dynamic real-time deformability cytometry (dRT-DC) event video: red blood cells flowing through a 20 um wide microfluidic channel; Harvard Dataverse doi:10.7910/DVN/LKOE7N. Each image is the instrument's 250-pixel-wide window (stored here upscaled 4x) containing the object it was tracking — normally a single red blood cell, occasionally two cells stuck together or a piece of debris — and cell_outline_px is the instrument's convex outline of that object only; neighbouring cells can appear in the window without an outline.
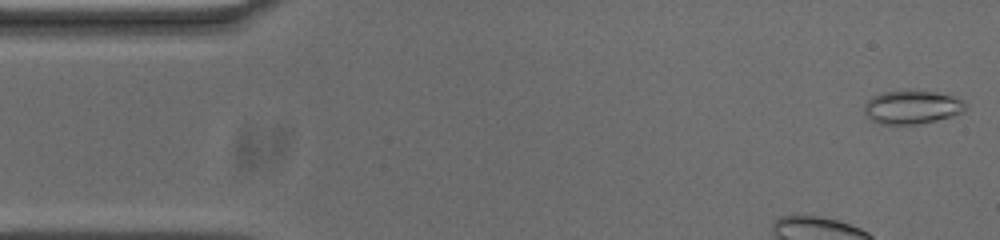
{"species": "common noctule bat (a hibernating species)", "species_latin": "Nyctalus noctula", "temperature_condition": "cold", "stored_images_in_passage": 41, "camera_frame_rate_fps": 3000, "um_per_image_px": 0.085, "animal": {"sex": "male", "body_mass_g": 20.0, "forearm_length_mm": 53.3}, "frame": {"image": 1, "passage_image": 1, "time_ms": 0.0, "image_size_px": [1000, 240], "cell_outline_px": [[964, 112], [952, 116], [936, 120], [916, 124], [880, 124], [872, 120], [864, 112], [864, 104], [872, 96], [884, 92], [912, 88], [936, 92], [952, 96], [964, 100]], "centroid_in_image_um": [77.51, 9.08], "position_along_channel_um": 7.5, "area_um2": 20.06}}